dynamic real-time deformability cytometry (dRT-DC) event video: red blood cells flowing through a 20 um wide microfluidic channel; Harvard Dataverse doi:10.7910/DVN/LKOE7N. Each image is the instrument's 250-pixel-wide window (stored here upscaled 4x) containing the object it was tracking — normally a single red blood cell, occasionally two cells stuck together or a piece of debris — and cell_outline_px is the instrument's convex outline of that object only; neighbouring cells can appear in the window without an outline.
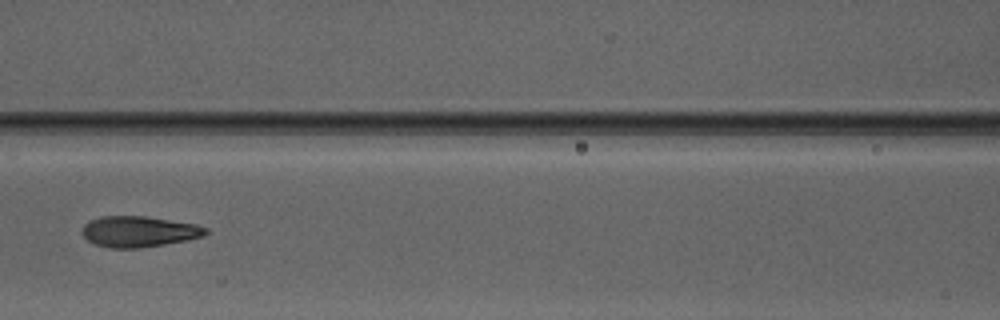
{"species": "Egyptian fruit bat (a non-hibernating species)", "species_latin": "Rousettus aegyptiacus", "temperature_condition": "warm", "stored_images_in_passage": 4, "camera_frame_rate_fps": 3000, "um_per_image_px": 0.085, "animal": {"sex": "male"}, "frame": {"image": 1, "passage_image": 4, "time_ms": 3.667, "image_size_px": [1000, 320], "cell_outline_px": [[208, 232], [204, 236], [188, 240], [140, 248], [112, 248], [96, 244], [88, 240], [80, 232], [84, 224], [88, 220], [100, 216], [144, 216], [196, 224], [208, 228]], "centroid_in_image_um": [11.8, 19.68], "position_along_channel_um": 154.8, "area_um2": 22.31}}